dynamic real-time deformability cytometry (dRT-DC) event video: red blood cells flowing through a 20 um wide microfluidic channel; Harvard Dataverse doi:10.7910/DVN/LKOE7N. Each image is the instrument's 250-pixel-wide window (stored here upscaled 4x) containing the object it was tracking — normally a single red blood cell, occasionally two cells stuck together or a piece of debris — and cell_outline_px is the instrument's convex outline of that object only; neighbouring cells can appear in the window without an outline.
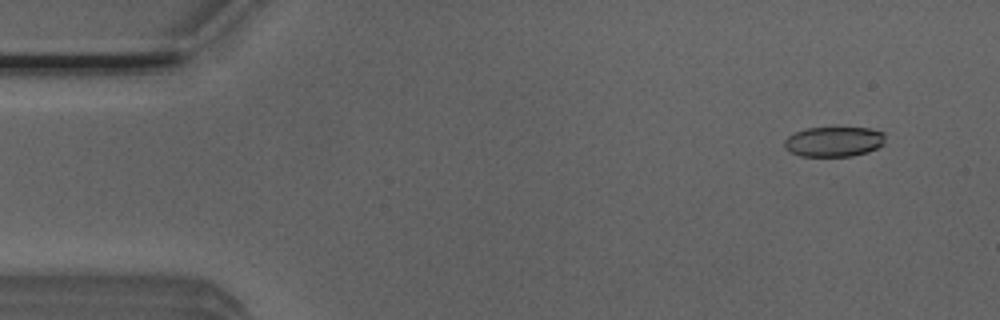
{"species": "Egyptian fruit bat (a non-hibernating species)", "species_latin": "Rousettus aegyptiacus", "temperature_condition": "room temperature", "stored_images_in_passage": 52, "camera_frame_rate_fps": 3000, "um_per_image_px": 0.085, "animal": {"sex": "male"}, "frame": {"image": 1, "passage_image": 4, "time_ms": 1.0, "image_size_px": [1000, 320], "cell_outline_px": [[884, 144], [868, 152], [852, 156], [800, 156], [784, 148], [784, 140], [788, 136], [796, 132], [808, 128], [868, 128], [884, 132]], "centroid_in_image_um": [70.88, 12.04], "position_along_channel_um": 14.1, "area_um2": 17.57}}
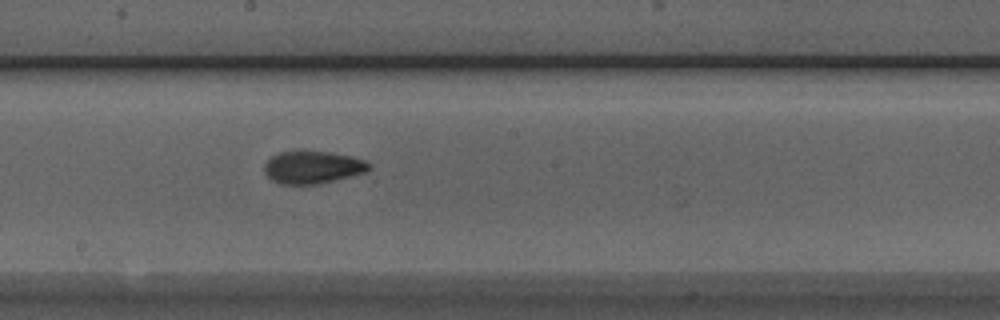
{"frame": {"image": 2, "passage_image": 28, "time_ms": 9.0, "image_size_px": [1000, 320], "cell_outline_px": [[372, 168], [368, 172], [352, 176], [316, 184], [280, 184], [272, 180], [264, 172], [264, 164], [272, 156], [280, 152], [332, 152], [352, 156], [364, 160], [372, 164]], "centroid_in_image_um": [26.63, 14.22], "position_along_channel_um": 221.6, "area_um2": 19.83}}
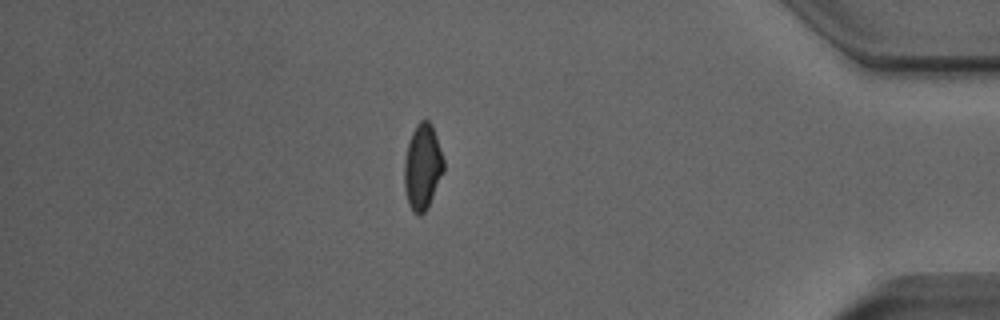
{"frame": {"image": 3, "passage_image": 45, "time_ms": 14.667, "image_size_px": [1000, 320], "cell_outline_px": [[444, 172], [424, 212], [420, 216], [412, 212], [408, 204], [404, 188], [404, 160], [408, 140], [416, 124], [420, 120], [428, 120], [432, 124], [444, 160]], "centroid_in_image_um": [35.89, 14.16], "position_along_channel_um": 399.3, "area_um2": 19.71}}